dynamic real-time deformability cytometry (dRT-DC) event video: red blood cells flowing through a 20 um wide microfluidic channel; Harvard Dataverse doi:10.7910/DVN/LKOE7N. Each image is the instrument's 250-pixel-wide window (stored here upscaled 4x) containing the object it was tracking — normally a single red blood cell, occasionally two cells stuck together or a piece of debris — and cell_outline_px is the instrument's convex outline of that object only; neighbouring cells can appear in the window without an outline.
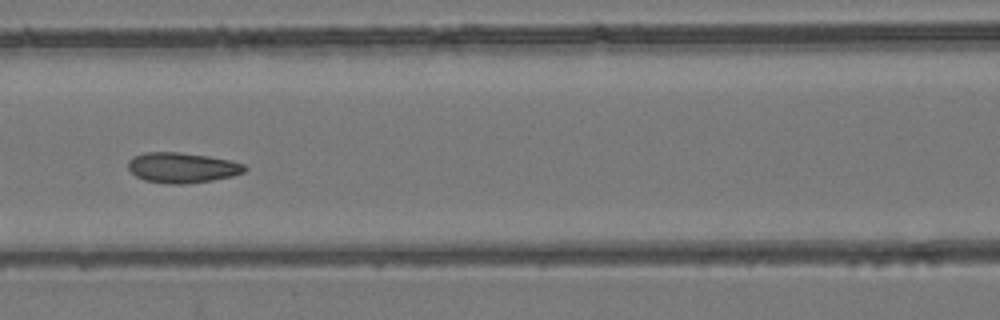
{"species": "common noctule bat (a hibernating species)", "species_latin": "Nyctalus noctula", "temperature_condition": "room temperature", "stored_images_in_passage": 9, "camera_frame_rate_fps": 3000, "um_per_image_px": 0.085, "animal": {"sex": "female", "body_mass_g": 24.6, "forearm_length_mm": 56.2}, "frame": {"image": 1, "passage_image": 6, "time_ms": 7.333, "image_size_px": [1000, 320], "cell_outline_px": [[248, 168], [244, 172], [232, 176], [212, 180], [184, 184], [168, 184], [144, 180], [136, 176], [128, 168], [128, 160], [132, 156], [144, 152], [180, 152], [208, 156], [232, 160], [244, 164]], "centroid_in_image_um": [15.48, 14.24], "position_along_channel_um": 151.1, "area_um2": 20.75}}
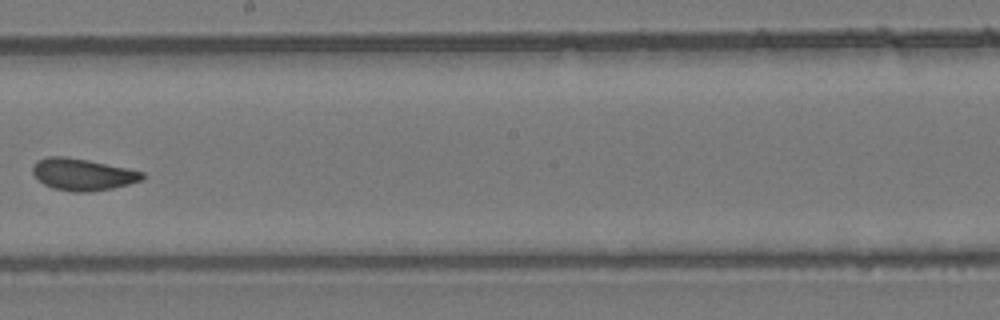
{"frame": {"image": 2, "passage_image": 8, "time_ms": 9.667, "image_size_px": [1000, 320], "cell_outline_px": [[144, 176], [140, 180], [128, 184], [112, 188], [88, 192], [72, 192], [52, 188], [44, 184], [32, 172], [32, 164], [36, 160], [48, 156], [64, 156], [88, 160], [128, 168], [144, 172]], "centroid_in_image_um": [6.99, 14.82], "position_along_channel_um": 241.2, "area_um2": 20.35}}
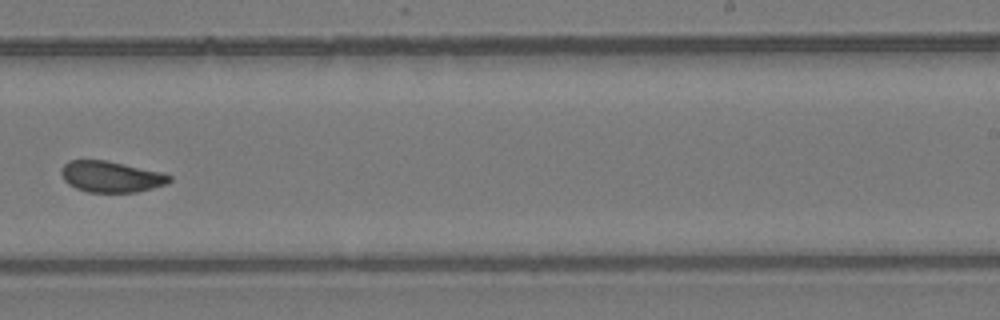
{"frame": {"image": 3, "passage_image": 9, "time_ms": 10.667, "image_size_px": [1000, 320], "cell_outline_px": [[172, 180], [168, 184], [136, 192], [88, 192], [76, 188], [68, 184], [64, 180], [60, 172], [64, 164], [68, 160], [104, 160], [160, 172], [172, 176]], "centroid_in_image_um": [9.42, 15.02], "position_along_channel_um": 279.6, "area_um2": 19.48}}